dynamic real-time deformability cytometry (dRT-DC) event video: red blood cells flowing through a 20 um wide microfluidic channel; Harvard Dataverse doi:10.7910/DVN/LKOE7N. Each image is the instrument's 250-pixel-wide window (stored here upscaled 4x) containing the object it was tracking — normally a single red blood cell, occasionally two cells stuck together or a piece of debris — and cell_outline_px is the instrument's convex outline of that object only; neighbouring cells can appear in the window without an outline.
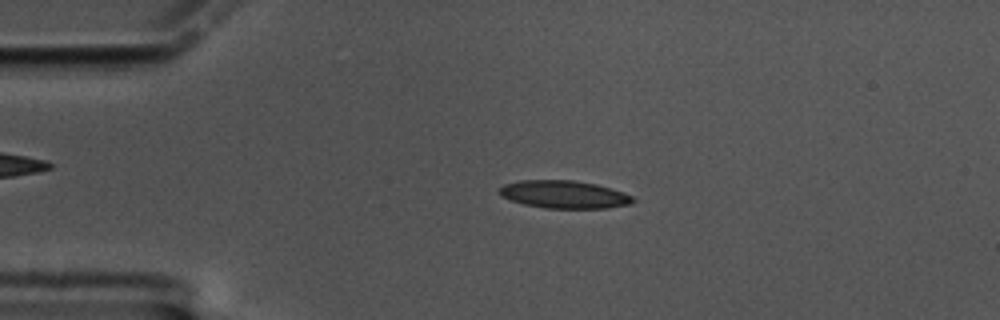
{"species": "common noctule bat (a hibernating species)", "species_latin": "Nyctalus noctula", "temperature_condition": "cold", "stored_images_in_passage": 58, "camera_frame_rate_fps": 3000, "um_per_image_px": 0.085, "animal": {"sex": "male", "body_mass_g": 17.5, "forearm_length_mm": 52.3}, "frame": {"image": 1, "passage_image": 12, "time_ms": 3.667, "image_size_px": [1000, 320], "cell_outline_px": [[636, 200], [632, 204], [608, 208], [544, 208], [524, 204], [500, 196], [500, 188], [504, 184], [520, 180], [572, 180], [596, 184], [612, 188], [624, 192], [632, 196]], "centroid_in_image_um": [47.99, 16.53], "position_along_channel_um": 37.0, "area_um2": 21.68}}
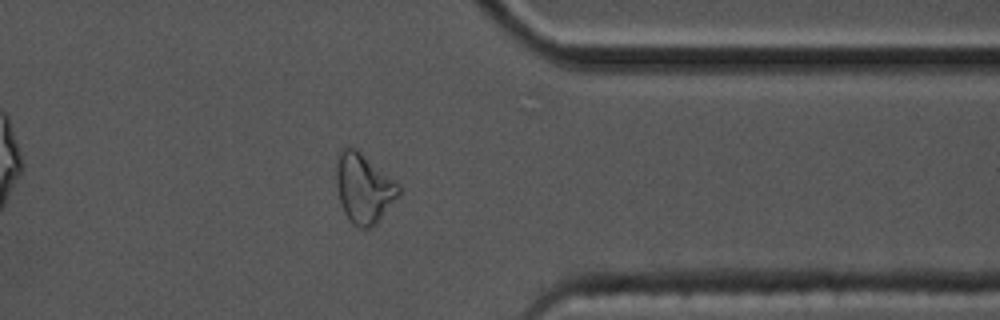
{"frame": {"image": 2, "passage_image": 46, "time_ms": 15.0, "image_size_px": [1000, 320], "cell_outline_px": [[400, 192], [376, 224], [368, 228], [360, 228], [352, 224], [348, 220], [344, 212], [340, 200], [336, 184], [336, 168], [340, 148], [344, 144], [356, 148], [400, 184]], "centroid_in_image_um": [30.89, 15.97], "position_along_channel_um": 380.5, "area_um2": 25.32}}
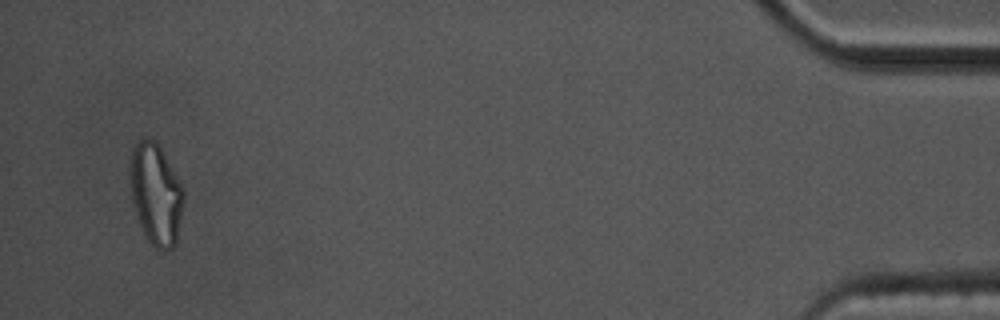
{"frame": {"image": 3, "passage_image": 56, "time_ms": 18.333, "image_size_px": [1000, 320], "cell_outline_px": [[184, 200], [176, 244], [172, 248], [164, 252], [160, 252], [148, 240], [140, 224], [132, 204], [128, 176], [132, 148], [144, 136], [152, 140], [160, 148], [184, 188]], "centroid_in_image_um": [13.23, 16.52], "position_along_channel_um": 422.0, "area_um2": 31.85}, "authors_computed_cell_mechanics": {"area_um2": 21.3282, "velocity_mm_per_s": 3.3898, "shape_relaxation_time_tau1_ms": 10.4635, "shape_relaxation_time_tau2_ms": 3.4474, "deformation_change_tau1": 0.2119, "deformation_change_tau2": 0.1302}}